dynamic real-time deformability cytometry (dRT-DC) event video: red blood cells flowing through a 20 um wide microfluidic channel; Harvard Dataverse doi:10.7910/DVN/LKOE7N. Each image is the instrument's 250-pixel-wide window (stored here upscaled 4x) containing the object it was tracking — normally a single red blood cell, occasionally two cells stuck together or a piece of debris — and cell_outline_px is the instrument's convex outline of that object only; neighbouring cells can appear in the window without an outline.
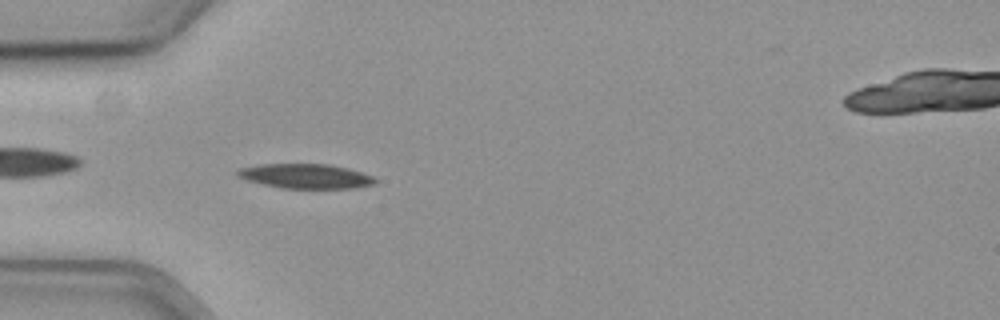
{"species": "common noctule bat (a hibernating species)", "species_latin": "Nyctalus noctula", "temperature_condition": "cold", "stored_images_in_passage": 42, "camera_frame_rate_fps": 3000, "um_per_image_px": 0.085, "animal": {"sex": "female", "body_mass_g": 19.3, "forearm_length_mm": 54.1}, "frame": {"image": 1, "passage_image": 3, "time_ms": 0.667, "image_size_px": [1000, 320], "cell_outline_px": [[376, 184], [356, 188], [284, 188], [264, 184], [248, 180], [236, 176], [236, 172], [240, 168], [260, 164], [328, 164], [348, 168], [372, 176], [376, 180]], "centroid_in_image_um": [26.0, 14.97], "position_along_channel_um": 59.0, "area_um2": 19.59}}
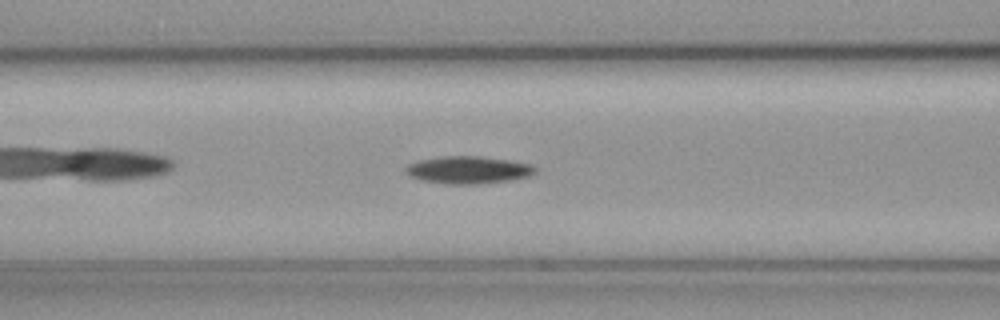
{"frame": {"image": 2, "passage_image": 9, "time_ms": 2.667, "image_size_px": [1000, 320], "cell_outline_px": [[536, 172], [528, 176], [512, 180], [480, 184], [444, 184], [420, 180], [408, 176], [404, 168], [408, 164], [420, 160], [444, 156], [480, 156], [508, 160], [532, 164], [536, 168]], "centroid_in_image_um": [39.79, 14.45], "position_along_channel_um": 126.8, "area_um2": 20.87}}
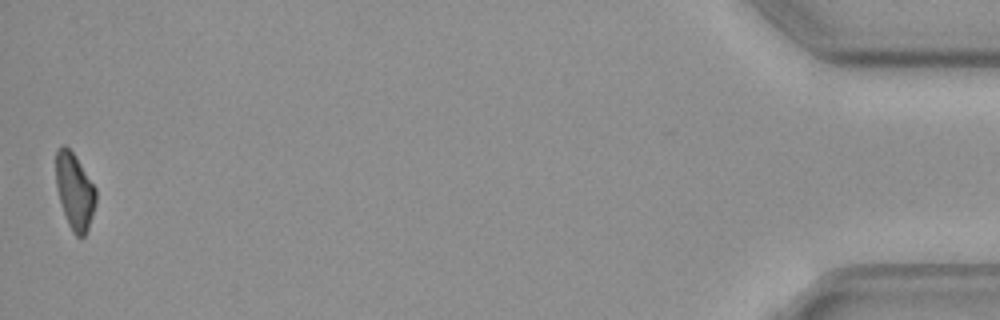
{"frame": {"image": 3, "passage_image": 42, "time_ms": 13.667, "image_size_px": [1000, 320], "cell_outline_px": [[96, 204], [88, 228], [84, 236], [76, 236], [72, 232], [68, 224], [60, 200], [56, 184], [56, 148], [60, 144], [64, 144], [72, 152], [96, 188]], "centroid_in_image_um": [6.34, 16.24], "position_along_channel_um": 428.9, "area_um2": 17.57}, "authors_computed_cell_mechanics": {"area_um2": 19.1896, "velocity_mm_per_s": 3.6371, "shape_relaxation_time_tau1_ms": 2.3589, "shape_relaxation_time_tau2_ms": null, "deformation_change_tau1": 0.0974, "deformation_change_tau2": null}}